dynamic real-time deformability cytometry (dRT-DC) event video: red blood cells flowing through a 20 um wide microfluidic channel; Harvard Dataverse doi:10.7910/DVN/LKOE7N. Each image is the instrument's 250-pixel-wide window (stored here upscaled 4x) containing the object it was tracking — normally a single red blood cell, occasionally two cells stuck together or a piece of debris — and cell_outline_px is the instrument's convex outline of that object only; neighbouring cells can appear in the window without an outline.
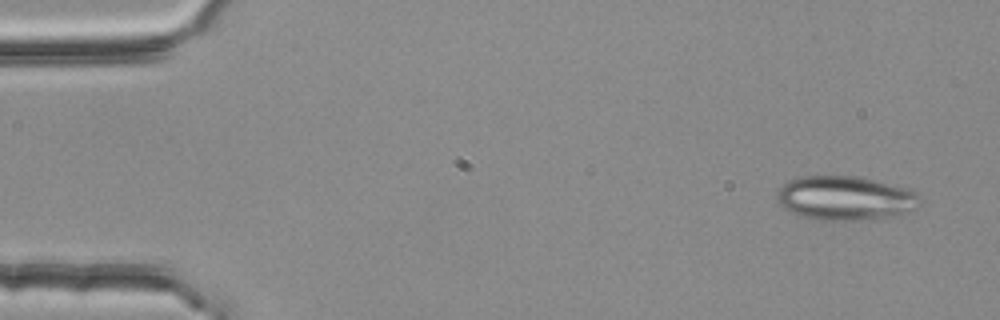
{"species": "common noctule bat (a hibernating species)", "species_latin": "Nyctalus noctula", "temperature_condition": "room temperature", "stored_images_in_passage": 3, "camera_frame_rate_fps": 3000, "um_per_image_px": 0.085, "animal": {"sex": "female", "body_mass_g": 25.1}, "frame": {"image": 1, "passage_image": 1, "time_ms": 0.0, "image_size_px": [1000, 320], "cell_outline_px": [[920, 196], [916, 208], [908, 212], [896, 216], [880, 220], [820, 220], [800, 216], [784, 208], [776, 196], [780, 188], [788, 180], [800, 176], [852, 176], [872, 180], [904, 188], [916, 192]], "centroid_in_image_um": [71.85, 16.87], "position_along_channel_um": 13.2, "area_um2": 36.7}}